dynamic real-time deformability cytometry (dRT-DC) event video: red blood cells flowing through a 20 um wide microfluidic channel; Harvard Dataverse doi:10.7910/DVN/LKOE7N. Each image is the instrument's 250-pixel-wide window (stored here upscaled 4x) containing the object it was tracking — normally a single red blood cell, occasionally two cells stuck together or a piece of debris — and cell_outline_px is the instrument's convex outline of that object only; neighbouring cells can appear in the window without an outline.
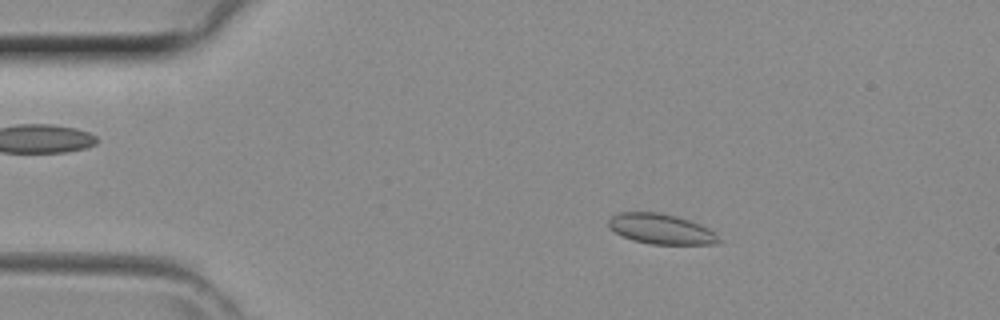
{"species": "common noctule bat (a hibernating species)", "species_latin": "Nyctalus noctula", "temperature_condition": "room temperature", "stored_images_in_passage": 12, "camera_frame_rate_fps": 3000, "um_per_image_px": 0.085, "animal": {"sex": "female", "body_mass_g": 29.2, "forearm_length_mm": 56.3}, "frame": {"image": 1, "passage_image": 7, "time_ms": 2.0, "image_size_px": [1000, 320], "cell_outline_px": [[720, 240], [716, 244], [652, 244], [632, 240], [608, 228], [608, 220], [612, 216], [620, 212], [660, 212], [676, 216], [700, 224], [708, 228]], "centroid_in_image_um": [56.14, 19.45], "position_along_channel_um": 28.9, "area_um2": 19.19}}